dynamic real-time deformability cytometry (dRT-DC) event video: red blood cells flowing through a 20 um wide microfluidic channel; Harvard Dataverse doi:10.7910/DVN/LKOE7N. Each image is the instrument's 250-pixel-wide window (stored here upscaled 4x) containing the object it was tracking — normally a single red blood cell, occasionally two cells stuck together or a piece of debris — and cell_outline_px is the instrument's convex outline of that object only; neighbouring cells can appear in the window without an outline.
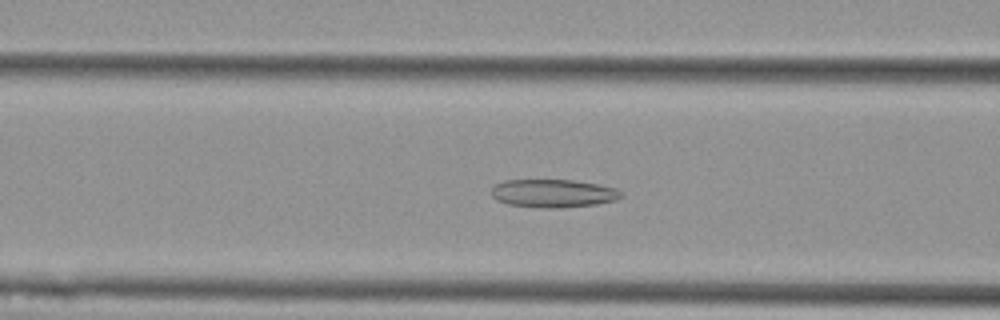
{"species": "Egyptian fruit bat (a non-hibernating species)", "species_latin": "Rousettus aegyptiacus", "temperature_condition": "cold", "stored_images_in_passage": 54, "camera_frame_rate_fps": 3000, "um_per_image_px": 0.085, "animal": {"sex": "female"}, "frame": {"image": 1, "passage_image": 22, "time_ms": 7.0, "image_size_px": [1000, 320], "cell_outline_px": [[624, 196], [616, 200], [596, 204], [560, 208], [536, 208], [508, 204], [496, 200], [492, 196], [492, 188], [496, 184], [504, 180], [572, 180], [596, 184], [616, 188], [624, 192]], "centroid_in_image_um": [47.04, 16.44], "position_along_channel_um": 119.6, "area_um2": 21.44}}
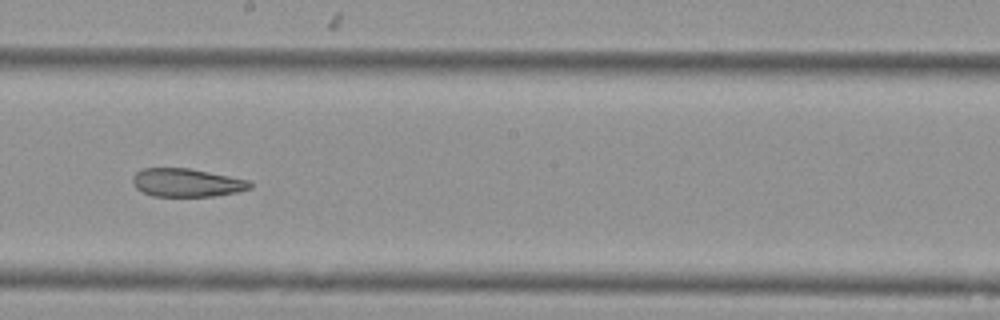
{"frame": {"image": 2, "passage_image": 31, "time_ms": 10.0, "image_size_px": [1000, 320], "cell_outline_px": [[252, 188], [236, 192], [216, 196], [152, 196], [136, 188], [132, 184], [132, 176], [140, 168], [188, 168], [248, 180], [252, 184]], "centroid_in_image_um": [15.83, 15.52], "position_along_channel_um": 232.4, "area_um2": 19.31}}
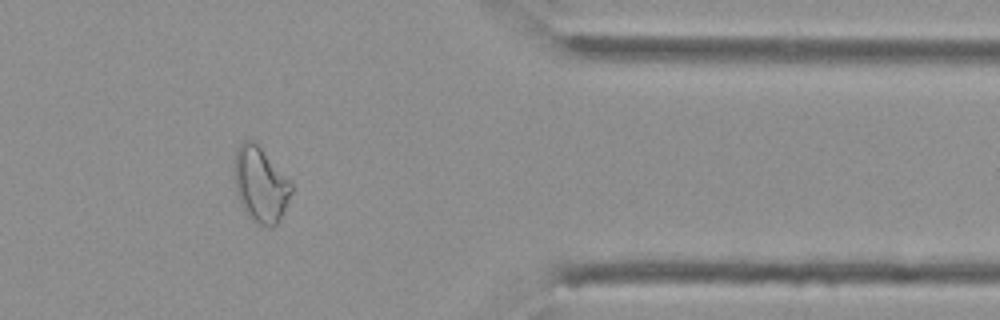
{"frame": {"image": 3, "passage_image": 45, "time_ms": 14.667, "image_size_px": [1000, 320], "cell_outline_px": [[292, 192], [284, 212], [280, 220], [276, 224], [268, 228], [252, 220], [248, 216], [236, 192], [236, 148], [244, 140], [252, 140], [260, 148], [292, 184]], "centroid_in_image_um": [22.16, 15.74], "position_along_channel_um": 389.2, "area_um2": 24.16}, "authors_computed_cell_mechanics": {"area_um2": 24.4783, "velocity_mm_per_s": 3.7663, "shape_relaxation_time_tau1_ms": null, "shape_relaxation_time_tau2_ms": 6.298, "deformation_change_tau1": null, "deformation_change_tau2": 0.1465}}